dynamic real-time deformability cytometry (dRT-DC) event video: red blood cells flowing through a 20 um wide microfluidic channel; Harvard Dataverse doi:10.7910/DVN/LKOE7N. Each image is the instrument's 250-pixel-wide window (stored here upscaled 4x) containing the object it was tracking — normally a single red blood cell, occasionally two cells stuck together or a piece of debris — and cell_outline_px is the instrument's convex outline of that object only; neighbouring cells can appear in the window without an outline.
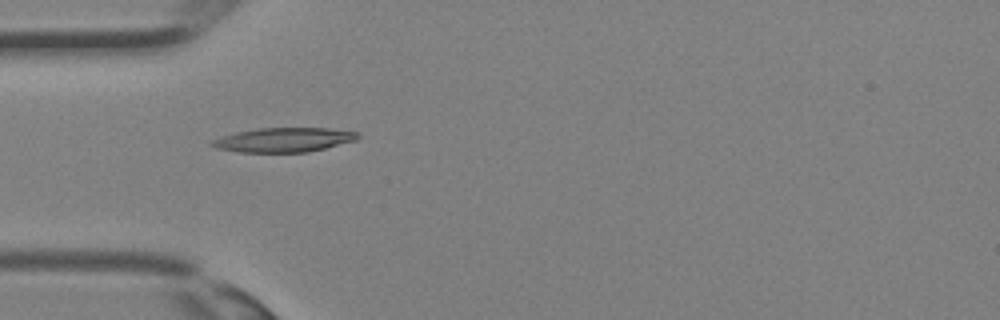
{"species": "Egyptian fruit bat (a non-hibernating species)", "species_latin": "Rousettus aegyptiacus", "temperature_condition": "room temperature", "stored_images_in_passage": 25, "camera_frame_rate_fps": 3000, "um_per_image_px": 0.085, "animal": {"sex": "female"}, "frame": {"image": 1, "passage_image": 1, "time_ms": 0.0, "image_size_px": [1000, 320], "cell_outline_px": [[360, 136], [356, 140], [308, 152], [240, 152], [216, 148], [208, 144], [208, 140], [236, 132], [260, 128], [328, 128], [360, 132]], "centroid_in_image_um": [24.09, 11.88], "position_along_channel_um": 60.9, "area_um2": 20.75}}
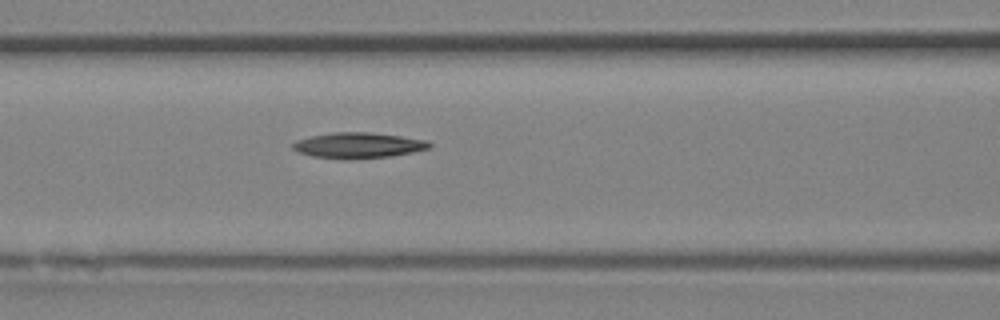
{"frame": {"image": 2, "passage_image": 5, "time_ms": 1.333, "image_size_px": [1000, 320], "cell_outline_px": [[432, 144], [428, 148], [412, 152], [388, 156], [348, 160], [312, 156], [300, 152], [292, 148], [292, 144], [296, 140], [312, 136], [332, 132], [368, 132], [400, 136], [428, 140]], "centroid_in_image_um": [30.43, 12.35], "position_along_channel_um": 136.2, "area_um2": 20.29}}
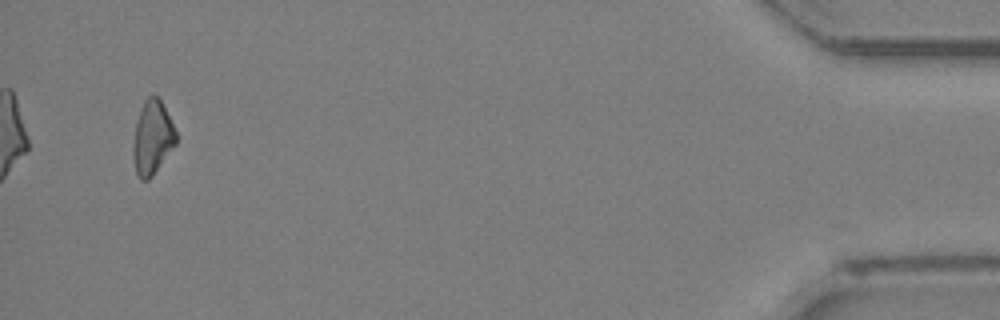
{"frame": {"image": 3, "passage_image": 24, "time_ms": 7.667, "image_size_px": [1000, 320], "cell_outline_px": [[176, 144], [152, 176], [148, 180], [140, 180], [136, 172], [132, 156], [132, 144], [136, 120], [140, 108], [144, 100], [152, 92], [160, 100], [176, 132]], "centroid_in_image_um": [12.91, 11.7], "position_along_channel_um": 422.3, "area_um2": 18.5}}